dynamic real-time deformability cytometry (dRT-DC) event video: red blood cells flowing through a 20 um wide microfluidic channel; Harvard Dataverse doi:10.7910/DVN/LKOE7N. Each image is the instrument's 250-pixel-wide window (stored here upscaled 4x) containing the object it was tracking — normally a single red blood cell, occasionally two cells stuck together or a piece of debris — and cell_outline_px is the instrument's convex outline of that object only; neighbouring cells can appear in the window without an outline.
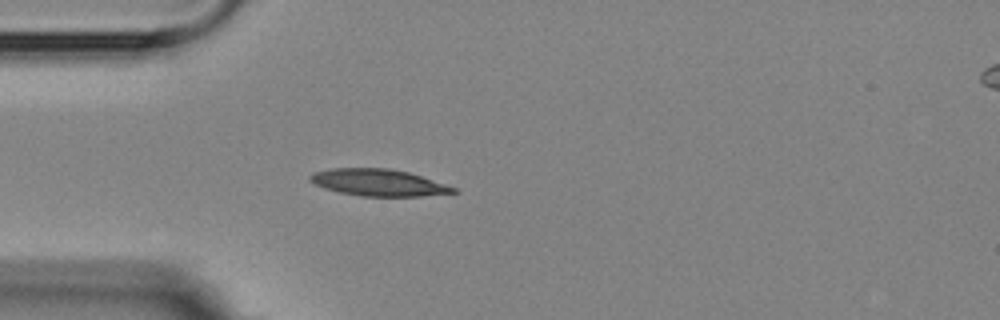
{"species": "Egyptian fruit bat (a non-hibernating species)", "species_latin": "Rousettus aegyptiacus", "temperature_condition": "room temperature", "stored_images_in_passage": 5, "camera_frame_rate_fps": 3000, "um_per_image_px": 0.085, "animal": {"sex": "female"}, "frame": {"image": 1, "passage_image": 5, "time_ms": 4.667, "image_size_px": [1000, 320], "cell_outline_px": [[460, 192], [420, 196], [360, 196], [340, 192], [324, 188], [308, 180], [308, 176], [312, 172], [332, 168], [388, 168], [408, 172], [456, 188]], "centroid_in_image_um": [32.12, 15.51], "position_along_channel_um": 52.9, "area_um2": 22.25}}